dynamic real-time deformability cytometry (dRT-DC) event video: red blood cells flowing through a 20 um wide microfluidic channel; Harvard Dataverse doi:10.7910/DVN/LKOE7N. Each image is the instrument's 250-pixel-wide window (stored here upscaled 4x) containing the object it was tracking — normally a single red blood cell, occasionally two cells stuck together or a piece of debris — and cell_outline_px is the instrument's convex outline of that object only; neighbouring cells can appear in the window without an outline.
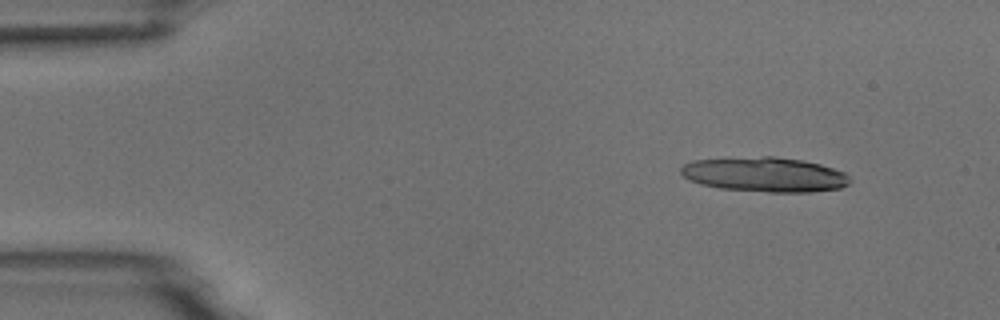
{"species": "common noctule bat (a hibernating species)", "species_latin": "Nyctalus noctula", "temperature_condition": "room temperature", "stored_images_in_passage": 5, "camera_frame_rate_fps": 3000, "um_per_image_px": 0.085, "animal": {"sex": "male", "body_mass_g": 18.8}, "frame": {"image": 1, "passage_image": 1, "time_ms": 0.0, "image_size_px": [1000, 320], "cell_outline_px": [[852, 180], [848, 184], [840, 188], [812, 192], [768, 192], [720, 188], [700, 184], [684, 176], [680, 172], [680, 168], [684, 164], [692, 160], [764, 156], [772, 156], [800, 160], [820, 164], [844, 172]], "centroid_in_image_um": [65.01, 14.84], "position_along_channel_um": 20.0, "area_um2": 34.04}}
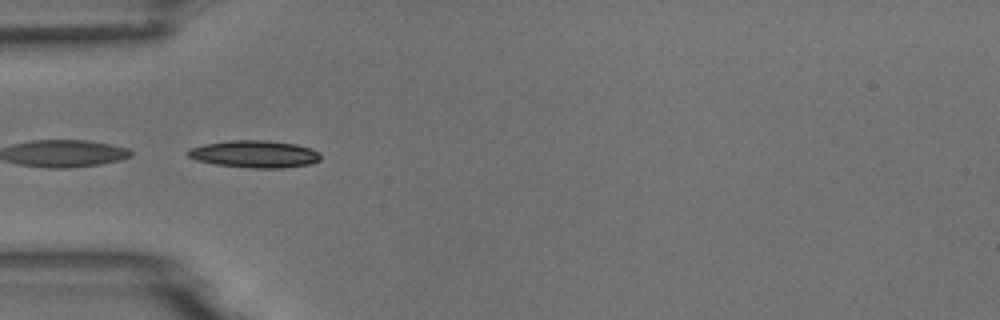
{"frame": {"image": 2, "passage_image": 4, "time_ms": 3.667, "image_size_px": [1000, 320], "cell_outline_px": [[320, 160], [308, 164], [284, 168], [252, 168], [216, 164], [196, 160], [188, 156], [188, 148], [204, 144], [232, 140], [264, 140], [296, 144], [312, 148], [320, 152]], "centroid_in_image_um": [21.66, 13.09], "position_along_channel_um": 63.3, "area_um2": 21.04}}